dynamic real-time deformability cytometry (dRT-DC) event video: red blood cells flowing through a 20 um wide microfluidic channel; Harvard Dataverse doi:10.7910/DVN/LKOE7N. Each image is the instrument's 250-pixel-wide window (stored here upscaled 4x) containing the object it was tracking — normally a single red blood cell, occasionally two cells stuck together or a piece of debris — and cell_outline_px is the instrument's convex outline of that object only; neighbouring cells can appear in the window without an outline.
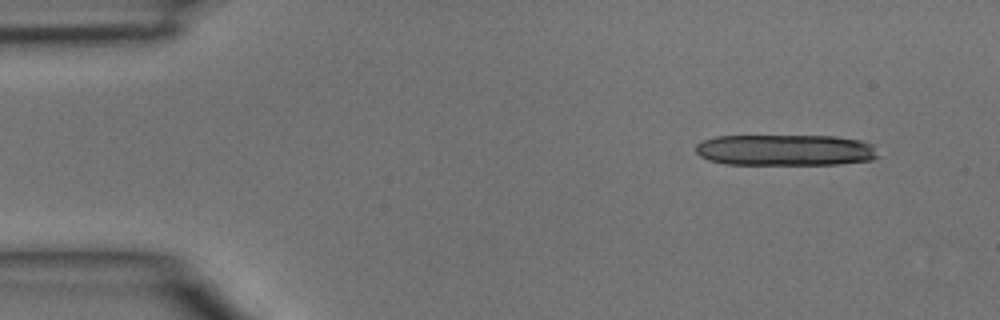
{"species": "common noctule bat (a hibernating species)", "species_latin": "Nyctalus noctula", "temperature_condition": "room temperature", "stored_images_in_passage": 4, "camera_frame_rate_fps": 3000, "um_per_image_px": 0.085, "animal": {"sex": "male", "body_mass_g": 15.6}, "frame": {"image": 1, "passage_image": 1, "time_ms": 0.0, "image_size_px": [1000, 320], "cell_outline_px": [[880, 156], [872, 160], [840, 164], [724, 164], [708, 160], [700, 156], [696, 152], [696, 144], [704, 140], [716, 136], [836, 136], [860, 140], [872, 144]], "centroid_in_image_um": [66.77, 12.76], "position_along_channel_um": 18.2, "area_um2": 33.35}}
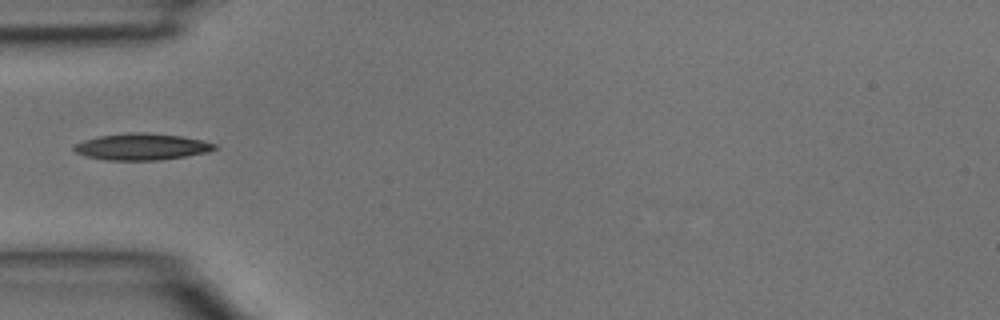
{"frame": {"image": 2, "passage_image": 4, "time_ms": 1.0, "image_size_px": [1000, 320], "cell_outline_px": [[220, 148], [208, 152], [184, 156], [156, 160], [104, 160], [88, 156], [76, 152], [72, 148], [72, 144], [84, 140], [100, 136], [132, 132], [148, 132], [180, 136], [200, 140], [216, 144]], "centroid_in_image_um": [12.04, 12.47], "position_along_channel_um": 73.0, "area_um2": 21.68}}